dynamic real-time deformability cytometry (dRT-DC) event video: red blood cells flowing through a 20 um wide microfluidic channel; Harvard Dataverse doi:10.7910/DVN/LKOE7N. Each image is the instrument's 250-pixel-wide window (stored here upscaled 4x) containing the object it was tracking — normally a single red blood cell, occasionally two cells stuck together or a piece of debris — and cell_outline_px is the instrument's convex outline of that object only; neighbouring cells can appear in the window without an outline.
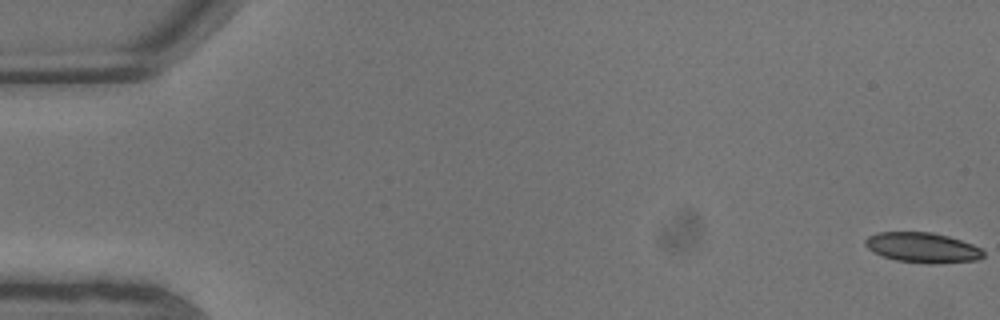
{"species": "common noctule bat (a hibernating species)", "species_latin": "Nyctalus noctula", "temperature_condition": "warm", "stored_images_in_passage": 8, "camera_frame_rate_fps": 3000, "um_per_image_px": 0.085, "animal": {"sex": "male", "body_mass_g": 13.3}, "frame": {"image": 1, "passage_image": 1, "time_ms": 0.0, "image_size_px": [1000, 320], "cell_outline_px": [[984, 256], [976, 260], [896, 260], [872, 252], [864, 244], [864, 240], [868, 236], [876, 232], [932, 232], [948, 236], [972, 244], [980, 248], [984, 252]], "centroid_in_image_um": [78.32, 20.97], "position_along_channel_um": 6.7, "area_um2": 19.54}}
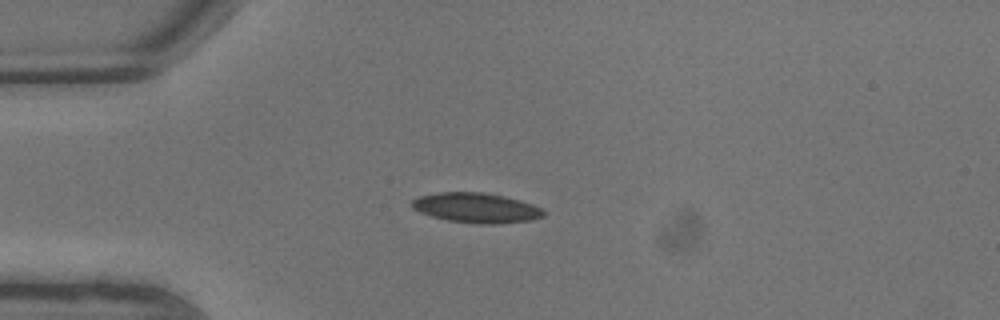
{"frame": {"image": 2, "passage_image": 6, "time_ms": 1.667, "image_size_px": [1000, 320], "cell_outline_px": [[544, 216], [532, 220], [492, 224], [480, 224], [448, 220], [432, 216], [420, 212], [412, 208], [412, 200], [416, 196], [436, 192], [484, 192], [504, 196], [520, 200], [544, 208]], "centroid_in_image_um": [40.48, 17.65], "position_along_channel_um": 44.5, "area_um2": 23.06}}
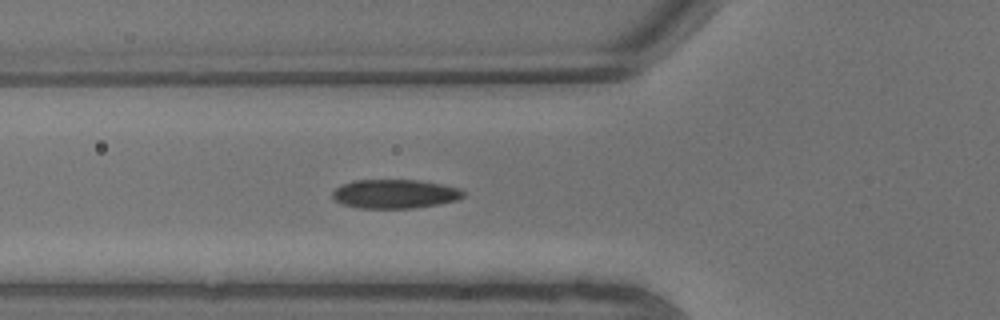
{"frame": {"image": 3, "passage_image": 8, "time_ms": 2.333, "image_size_px": [1000, 320], "cell_outline_px": [[464, 196], [456, 200], [436, 204], [412, 208], [360, 208], [340, 204], [332, 200], [332, 192], [340, 184], [352, 180], [420, 180], [444, 184], [460, 188], [464, 192]], "centroid_in_image_um": [33.51, 16.47], "position_along_channel_um": 92.3, "area_um2": 22.31}}